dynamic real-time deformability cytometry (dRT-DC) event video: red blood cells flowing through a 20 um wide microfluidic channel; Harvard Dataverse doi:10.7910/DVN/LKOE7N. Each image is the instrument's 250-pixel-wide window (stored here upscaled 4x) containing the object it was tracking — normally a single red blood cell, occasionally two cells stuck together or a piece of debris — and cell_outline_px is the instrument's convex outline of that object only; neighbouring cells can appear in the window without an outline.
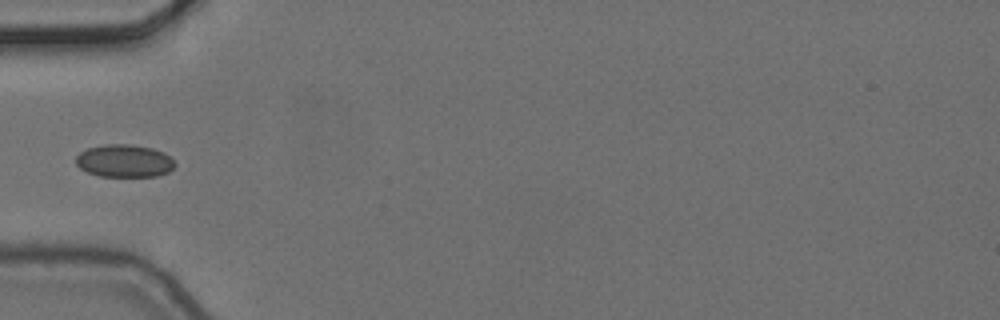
{"species": "common noctule bat (a hibernating species)", "species_latin": "Nyctalus noctula", "temperature_condition": "cold", "stored_images_in_passage": 4, "camera_frame_rate_fps": 3000, "um_per_image_px": 0.085, "animal": {"sex": "female", "body_mass_g": 24.6, "forearm_length_mm": 56.2}, "frame": {"image": 1, "passage_image": 4, "time_ms": 1.0, "image_size_px": [1000, 320], "cell_outline_px": [[176, 164], [168, 172], [156, 176], [100, 176], [88, 172], [80, 168], [76, 164], [76, 156], [80, 152], [88, 148], [104, 144], [128, 144], [152, 148], [164, 152]], "centroid_in_image_um": [10.55, 13.67], "position_along_channel_um": 74.4, "area_um2": 18.73}}